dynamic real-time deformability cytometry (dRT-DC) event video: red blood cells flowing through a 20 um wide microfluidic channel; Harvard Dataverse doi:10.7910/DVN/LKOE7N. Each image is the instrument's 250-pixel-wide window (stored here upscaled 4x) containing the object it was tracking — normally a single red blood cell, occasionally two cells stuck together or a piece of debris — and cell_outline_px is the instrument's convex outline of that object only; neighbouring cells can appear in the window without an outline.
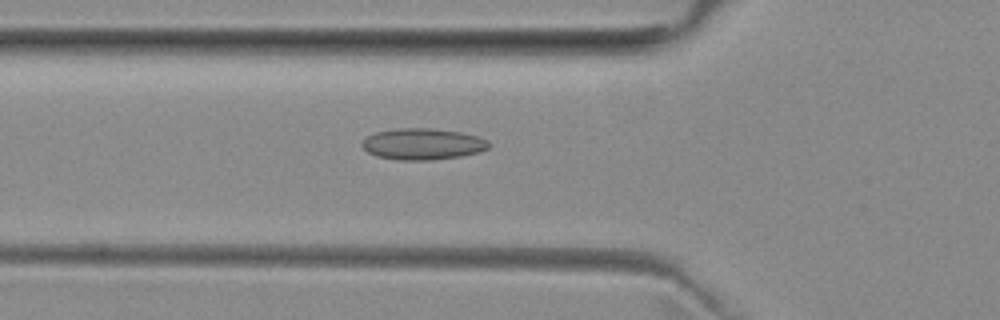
{"species": "common noctule bat (a hibernating species)", "species_latin": "Nyctalus noctula", "temperature_condition": "room temperature", "stored_images_in_passage": 46, "camera_frame_rate_fps": 3000, "um_per_image_px": 0.085, "animal": {"sex": "female", "body_mass_g": 29.2, "forearm_length_mm": 56.3}, "frame": {"image": 1, "passage_image": 12, "time_ms": 3.667, "image_size_px": [1000, 320], "cell_outline_px": [[492, 144], [488, 148], [480, 152], [460, 156], [432, 160], [400, 160], [376, 156], [368, 152], [360, 144], [368, 136], [376, 132], [396, 128], [432, 128], [460, 132], [476, 136], [488, 140]], "centroid_in_image_um": [35.95, 12.24], "position_along_channel_um": 89.9, "area_um2": 23.18}}
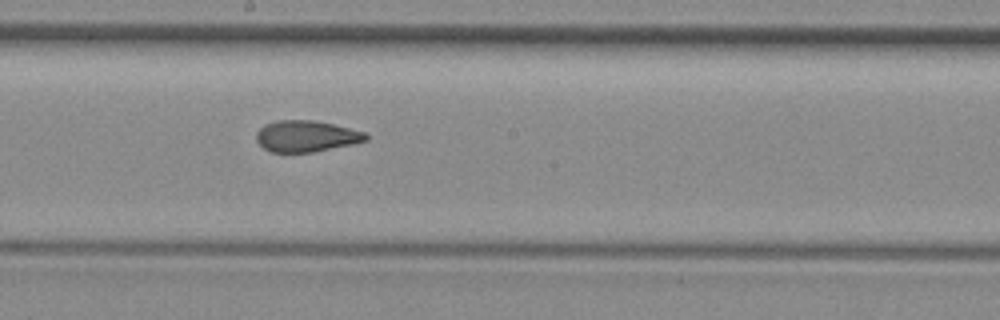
{"frame": {"image": 2, "passage_image": 22, "time_ms": 7.0, "image_size_px": [1000, 320], "cell_outline_px": [[368, 140], [352, 144], [312, 152], [272, 152], [264, 148], [256, 140], [256, 132], [264, 124], [276, 120], [312, 120], [332, 124], [364, 132], [368, 136]], "centroid_in_image_um": [25.99, 11.57], "position_along_channel_um": 222.2, "area_um2": 19.83}}
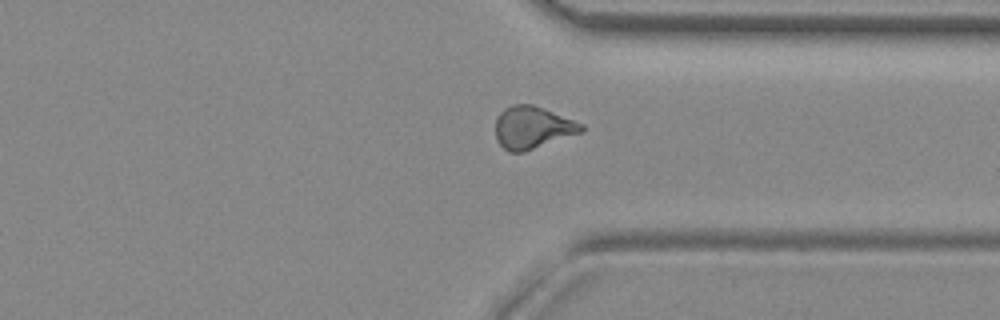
{"frame": {"image": 3, "passage_image": 33, "time_ms": 10.667, "image_size_px": [1000, 320], "cell_outline_px": [[584, 132], [524, 152], [508, 152], [496, 140], [496, 120], [500, 112], [504, 108], [512, 104], [532, 104], [544, 108], [584, 124]], "centroid_in_image_um": [45.28, 10.84], "position_along_channel_um": 366.1, "area_um2": 21.39}, "authors_computed_cell_mechanics": {"area_um2": 20.7213, "velocity_mm_per_s": 3.9577, "shape_relaxation_time_tau1_ms": null, "shape_relaxation_time_tau2_ms": 1.5802, "deformation_change_tau1": null, "deformation_change_tau2": 0.0812}}